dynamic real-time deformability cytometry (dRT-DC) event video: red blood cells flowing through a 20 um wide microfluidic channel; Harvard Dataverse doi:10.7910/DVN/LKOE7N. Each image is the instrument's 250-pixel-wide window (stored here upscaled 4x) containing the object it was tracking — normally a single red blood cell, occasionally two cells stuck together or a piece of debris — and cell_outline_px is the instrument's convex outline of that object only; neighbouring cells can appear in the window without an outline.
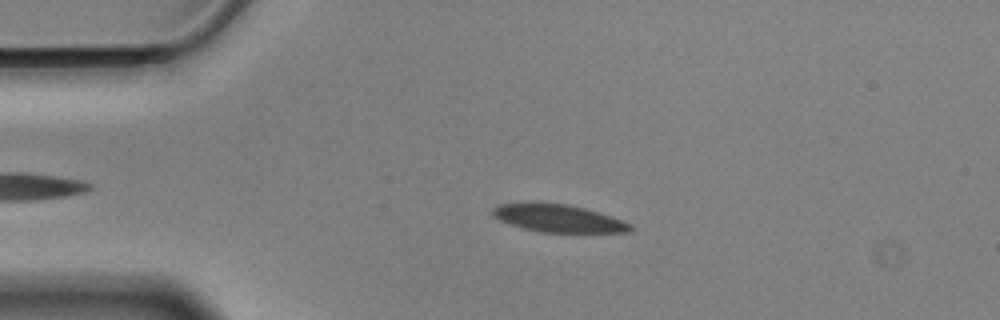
{"species": "Egyptian fruit bat (a non-hibernating species)", "species_latin": "Rousettus aegyptiacus", "temperature_condition": "cold", "stored_images_in_passage": 50, "camera_frame_rate_fps": 3000, "um_per_image_px": 0.085, "animal": {"sex": "male"}, "frame": {"image": 1, "passage_image": 11, "time_ms": 3.333, "image_size_px": [1000, 320], "cell_outline_px": [[632, 228], [628, 232], [540, 232], [520, 228], [500, 220], [492, 216], [492, 208], [500, 204], [564, 204], [584, 208], [632, 224]], "centroid_in_image_um": [47.42, 18.58], "position_along_channel_um": 37.6, "area_um2": 21.44}}
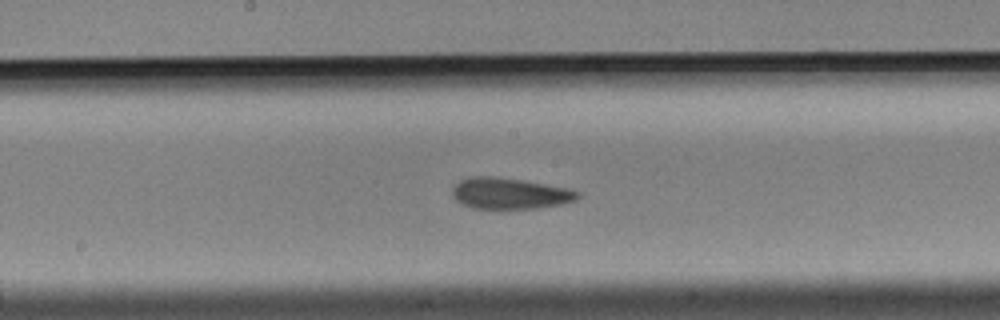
{"frame": {"image": 2, "passage_image": 28, "time_ms": 9.0, "image_size_px": [1000, 320], "cell_outline_px": [[580, 196], [576, 200], [564, 204], [536, 208], [472, 208], [460, 204], [452, 196], [452, 188], [460, 180], [472, 176], [492, 176], [520, 180], [572, 188], [580, 192]], "centroid_in_image_um": [43.35, 16.44], "position_along_channel_um": 204.9, "area_um2": 22.89}}
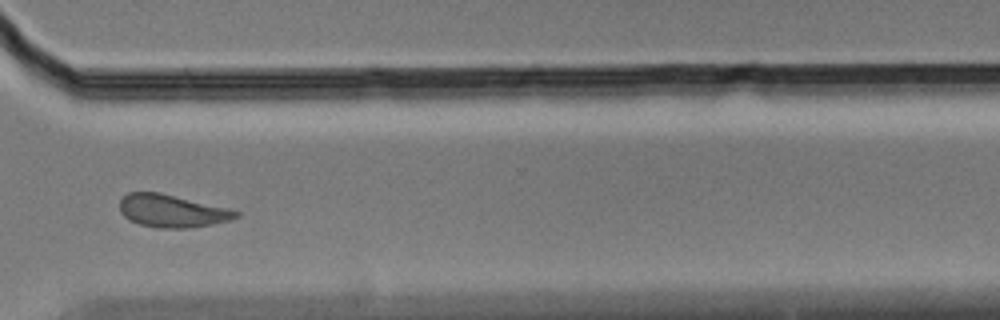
{"frame": {"image": 3, "passage_image": 41, "time_ms": 13.333, "image_size_px": [1000, 320], "cell_outline_px": [[240, 216], [228, 220], [212, 224], [192, 228], [160, 228], [140, 224], [124, 216], [120, 212], [120, 200], [128, 192], [160, 192], [228, 208], [240, 212]], "centroid_in_image_um": [14.62, 17.92], "position_along_channel_um": 356.0, "area_um2": 22.02}, "authors_computed_cell_mechanics": {"area_um2": 22.6576, "velocity_mm_per_s": 3.4864, "shape_relaxation_time_tau1_ms": 6.5808, "shape_relaxation_time_tau2_ms": 3.8643, "deformation_change_tau1": 0.1221, "deformation_change_tau2": 0.1099}}